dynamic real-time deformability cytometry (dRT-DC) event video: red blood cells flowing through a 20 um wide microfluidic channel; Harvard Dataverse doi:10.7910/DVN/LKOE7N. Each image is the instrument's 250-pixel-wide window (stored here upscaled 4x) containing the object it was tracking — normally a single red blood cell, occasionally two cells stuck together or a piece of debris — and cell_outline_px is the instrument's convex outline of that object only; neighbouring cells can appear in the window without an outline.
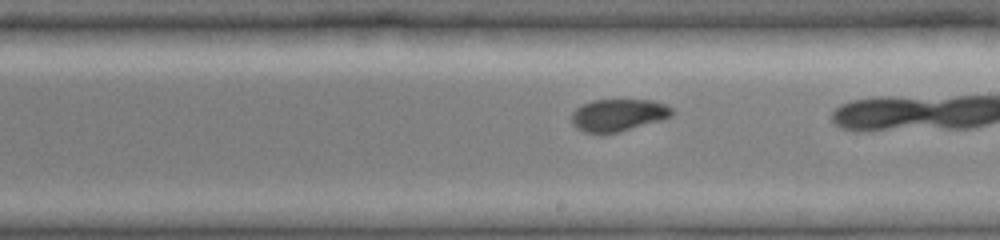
{"species": "common noctule bat (a hibernating species)", "species_latin": "Nyctalus noctula", "temperature_condition": "cold", "stored_images_in_passage": 23, "camera_frame_rate_fps": 3000, "um_per_image_px": 0.085, "animal": {"sex": "female", "body_mass_g": 19.0, "forearm_length_mm": 51.5}, "frame": {"image": 1, "passage_image": 21, "time_ms": 8.0, "image_size_px": [1000, 240], "cell_outline_px": [[676, 112], [672, 116], [664, 120], [616, 132], [584, 132], [576, 128], [572, 124], [572, 112], [576, 108], [592, 100], [652, 100], [668, 104]], "centroid_in_image_um": [52.61, 9.76], "position_along_channel_um": 236.4, "area_um2": 18.9}}